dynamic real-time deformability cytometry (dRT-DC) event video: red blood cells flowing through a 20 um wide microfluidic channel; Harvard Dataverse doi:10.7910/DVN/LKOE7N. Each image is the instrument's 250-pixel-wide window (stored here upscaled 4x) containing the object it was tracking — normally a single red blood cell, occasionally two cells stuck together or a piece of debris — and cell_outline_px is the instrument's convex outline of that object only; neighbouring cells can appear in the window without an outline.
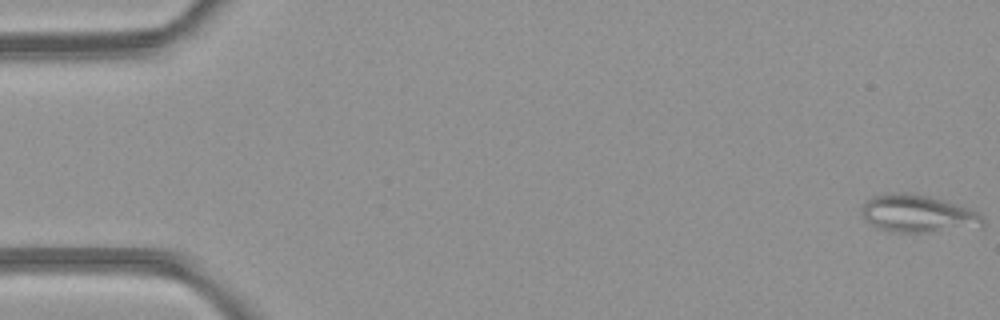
{"species": "common noctule bat (a hibernating species)", "species_latin": "Nyctalus noctula", "temperature_condition": "room temperature", "stored_images_in_passage": 5, "camera_frame_rate_fps": 3000, "um_per_image_px": 0.085, "animal": {"sex": "female", "body_mass_g": 21.9}, "frame": {"image": 1, "passage_image": 1, "time_ms": 0.0, "image_size_px": [1000, 320], "cell_outline_px": [[984, 224], [916, 232], [896, 232], [880, 228], [872, 224], [864, 216], [864, 204], [872, 196], [924, 196], [940, 200], [968, 208], [980, 212], [984, 220]], "centroid_in_image_um": [78.03, 18.19], "position_along_channel_um": 7.0, "area_um2": 24.1}}